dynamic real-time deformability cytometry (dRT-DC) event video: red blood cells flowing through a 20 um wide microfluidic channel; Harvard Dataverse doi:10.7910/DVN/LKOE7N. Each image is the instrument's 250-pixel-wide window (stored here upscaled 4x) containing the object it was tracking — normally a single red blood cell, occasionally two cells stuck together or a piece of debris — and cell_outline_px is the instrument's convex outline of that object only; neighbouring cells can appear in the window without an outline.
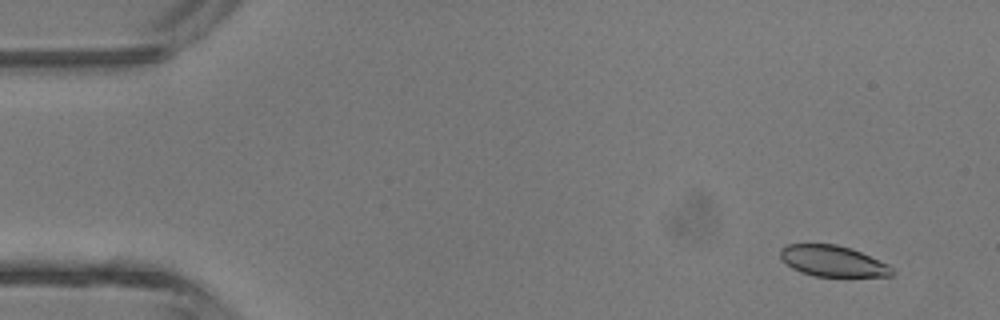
{"species": "common noctule bat (a hibernating species)", "species_latin": "Nyctalus noctula", "temperature_condition": "room temperature", "stored_images_in_passage": 4, "camera_frame_rate_fps": 3000, "um_per_image_px": 0.085, "animal": {"sex": "male", "body_mass_g": 13.3}, "frame": {"image": 1, "passage_image": 1, "time_ms": 0.0, "image_size_px": [1000, 320], "cell_outline_px": [[892, 276], [812, 276], [800, 272], [792, 268], [780, 256], [780, 248], [788, 244], [836, 244], [860, 252], [888, 264], [892, 268]], "centroid_in_image_um": [70.76, 22.19], "position_along_channel_um": 14.2, "area_um2": 19.88}}
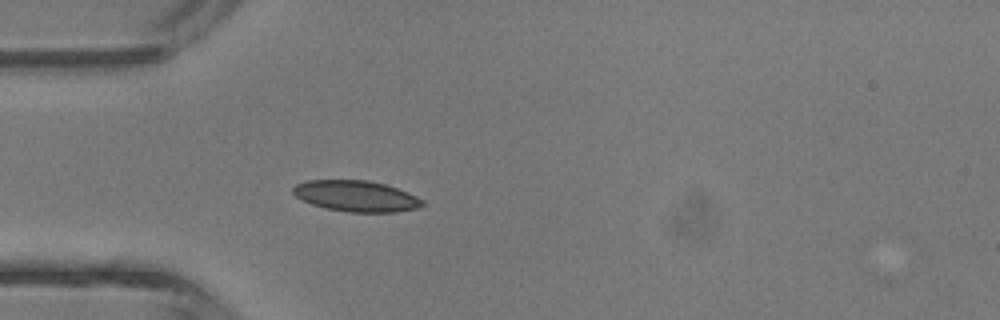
{"frame": {"image": 2, "passage_image": 4, "time_ms": 3.333, "image_size_px": [1000, 320], "cell_outline_px": [[424, 204], [416, 208], [396, 212], [348, 212], [324, 208], [312, 204], [296, 196], [292, 192], [292, 188], [296, 184], [308, 180], [368, 180], [384, 184], [408, 192], [424, 200]], "centroid_in_image_um": [30.27, 16.66], "position_along_channel_um": 54.7, "area_um2": 23.29}}